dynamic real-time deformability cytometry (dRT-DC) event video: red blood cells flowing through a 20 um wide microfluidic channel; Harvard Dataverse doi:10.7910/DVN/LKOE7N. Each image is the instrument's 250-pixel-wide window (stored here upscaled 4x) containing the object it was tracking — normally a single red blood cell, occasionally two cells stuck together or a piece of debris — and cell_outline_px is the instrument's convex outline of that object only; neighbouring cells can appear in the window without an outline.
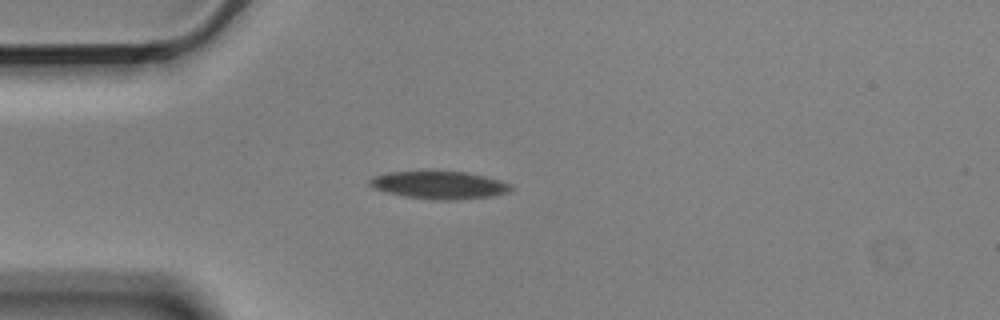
{"species": "Egyptian fruit bat (a non-hibernating species)", "species_latin": "Rousettus aegyptiacus", "temperature_condition": "cold", "stored_images_in_passage": 4, "camera_frame_rate_fps": 3000, "um_per_image_px": 0.085, "animal": {"sex": "male"}, "frame": {"image": 1, "passage_image": 2, "time_ms": 0.333, "image_size_px": [1000, 320], "cell_outline_px": [[512, 188], [508, 192], [492, 196], [456, 200], [432, 200], [404, 196], [372, 188], [368, 184], [368, 180], [372, 176], [388, 172], [428, 168], [432, 168], [468, 172], [500, 180], [512, 184]], "centroid_in_image_um": [37.28, 15.67], "position_along_channel_um": 47.7, "area_um2": 23.99}}
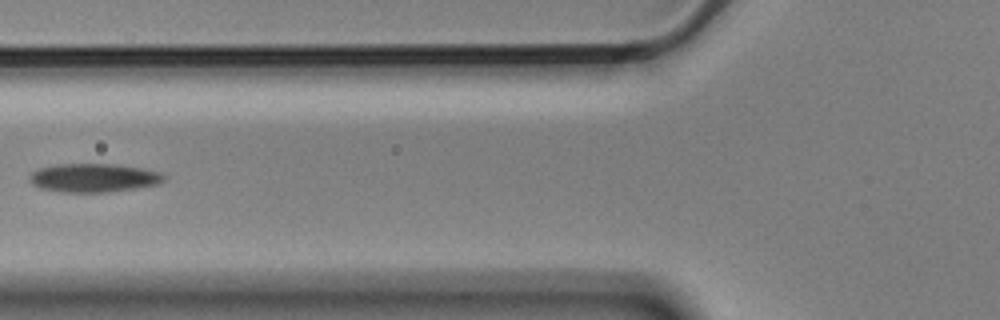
{"frame": {"image": 2, "passage_image": 4, "time_ms": 1.0, "image_size_px": [1000, 320], "cell_outline_px": [[168, 176], [160, 184], [136, 188], [108, 192], [60, 192], [40, 188], [32, 184], [28, 180], [28, 176], [32, 172], [40, 168], [56, 164], [116, 164], [144, 168], [160, 172]], "centroid_in_image_um": [7.98, 15.11], "position_along_channel_um": 117.8, "area_um2": 22.72}}